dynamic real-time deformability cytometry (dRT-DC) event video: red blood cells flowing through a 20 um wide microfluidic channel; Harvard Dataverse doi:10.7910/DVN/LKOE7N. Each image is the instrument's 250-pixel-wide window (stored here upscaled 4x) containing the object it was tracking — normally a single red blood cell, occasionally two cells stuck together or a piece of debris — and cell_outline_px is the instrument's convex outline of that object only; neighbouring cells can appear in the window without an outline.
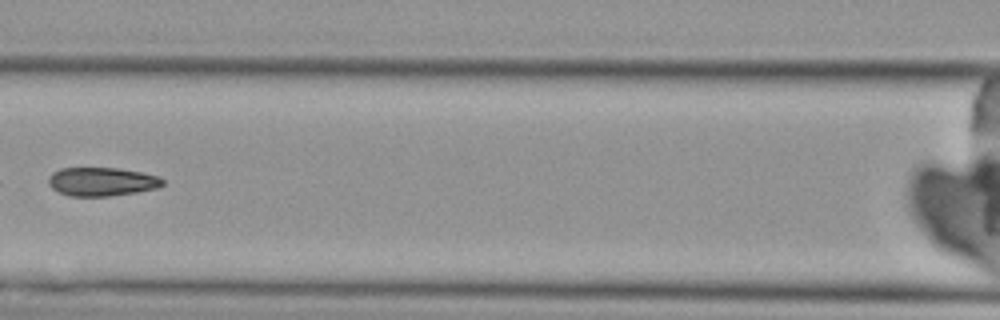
{"species": "Egyptian fruit bat (a non-hibernating species)", "species_latin": "Rousettus aegyptiacus", "temperature_condition": "cold", "stored_images_in_passage": 8, "camera_frame_rate_fps": 3000, "um_per_image_px": 0.085, "animal": {"sex": "female"}, "frame": {"image": 1, "passage_image": 7, "time_ms": 8.0, "image_size_px": [1000, 320], "cell_outline_px": [[164, 184], [156, 188], [136, 192], [108, 196], [68, 196], [52, 188], [48, 184], [48, 176], [52, 172], [60, 168], [116, 168], [140, 172], [160, 176], [164, 180]], "centroid_in_image_um": [8.63, 15.44], "position_along_channel_um": 158.0, "area_um2": 19.07}}
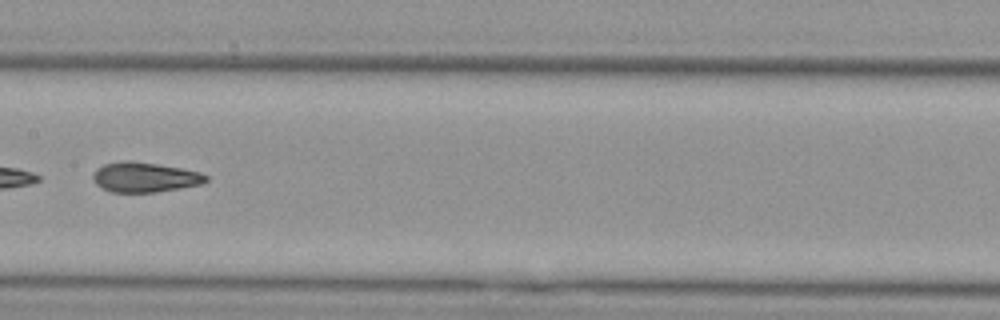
{"frame": {"image": 2, "passage_image": 8, "time_ms": 9.0, "image_size_px": [1000, 320], "cell_outline_px": [[208, 180], [200, 184], [180, 188], [156, 192], [112, 192], [96, 184], [92, 176], [96, 168], [104, 164], [124, 160], [128, 160], [156, 164], [180, 168], [200, 172], [208, 176]], "centroid_in_image_um": [12.29, 15.06], "position_along_channel_um": 195.1, "area_um2": 19.54}}